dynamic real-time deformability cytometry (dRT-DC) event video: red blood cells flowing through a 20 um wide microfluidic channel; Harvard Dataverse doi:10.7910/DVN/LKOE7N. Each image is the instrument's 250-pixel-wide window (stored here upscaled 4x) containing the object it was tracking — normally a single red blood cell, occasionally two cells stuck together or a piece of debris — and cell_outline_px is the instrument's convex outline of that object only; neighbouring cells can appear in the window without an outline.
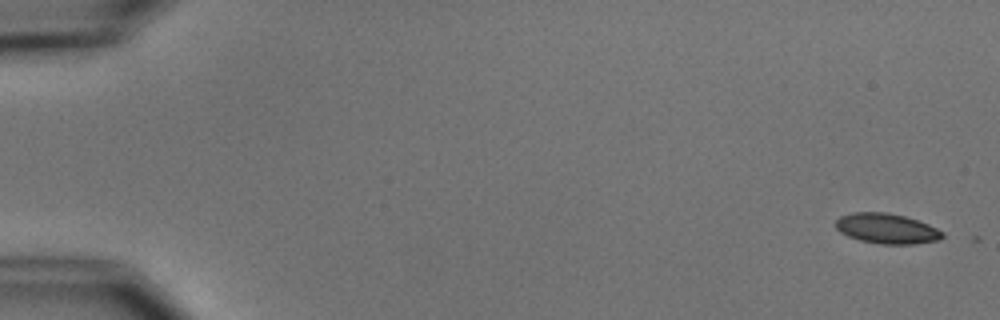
{"species": "common noctule bat (a hibernating species)", "species_latin": "Nyctalus noctula", "temperature_condition": "cold", "stored_images_in_passage": 2, "camera_frame_rate_fps": 3000, "um_per_image_px": 0.085, "animal": {"sex": "male", "body_mass_g": 15.6}, "frame": {"image": 1, "passage_image": 1, "time_ms": 0.0, "image_size_px": [1000, 320], "cell_outline_px": [[944, 236], [936, 240], [916, 244], [880, 244], [860, 240], [848, 236], [840, 232], [836, 228], [836, 220], [840, 216], [852, 212], [888, 212], [904, 216], [928, 224], [944, 232]], "centroid_in_image_um": [75.35, 19.42], "position_along_channel_um": 9.6, "area_um2": 18.73}}